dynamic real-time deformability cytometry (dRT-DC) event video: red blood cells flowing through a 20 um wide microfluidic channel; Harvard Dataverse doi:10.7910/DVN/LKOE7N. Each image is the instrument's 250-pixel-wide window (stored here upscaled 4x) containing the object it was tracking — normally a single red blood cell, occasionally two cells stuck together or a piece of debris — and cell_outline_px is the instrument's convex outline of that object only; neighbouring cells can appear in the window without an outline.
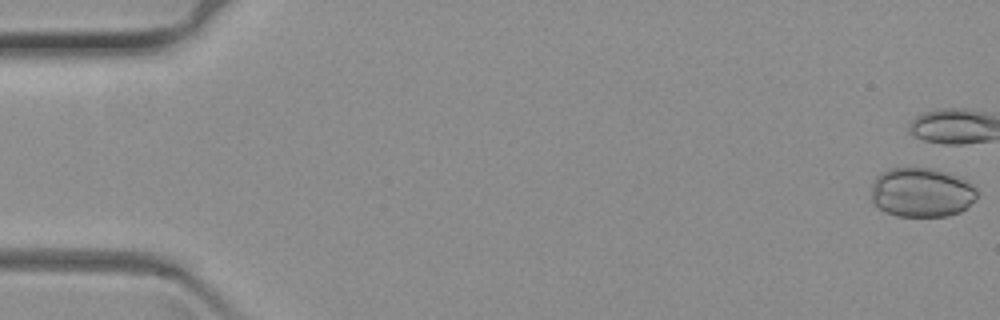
{"species": "common noctule bat (a hibernating species)", "species_latin": "Nyctalus noctula", "temperature_condition": "warm", "stored_images_in_passage": 10, "camera_frame_rate_fps": 3000, "um_per_image_px": 0.085, "animal": {"sex": "female", "body_mass_g": 19.3, "forearm_length_mm": 54.1}, "frame": {"image": 1, "passage_image": 1, "time_ms": 0.0, "image_size_px": [1000, 320], "cell_outline_px": [[976, 200], [960, 212], [948, 216], [896, 216], [884, 212], [872, 204], [872, 184], [876, 176], [880, 172], [888, 168], [932, 168], [956, 176], [964, 180], [976, 188]], "centroid_in_image_um": [78.29, 16.37], "position_along_channel_um": 6.7, "area_um2": 30.58}}